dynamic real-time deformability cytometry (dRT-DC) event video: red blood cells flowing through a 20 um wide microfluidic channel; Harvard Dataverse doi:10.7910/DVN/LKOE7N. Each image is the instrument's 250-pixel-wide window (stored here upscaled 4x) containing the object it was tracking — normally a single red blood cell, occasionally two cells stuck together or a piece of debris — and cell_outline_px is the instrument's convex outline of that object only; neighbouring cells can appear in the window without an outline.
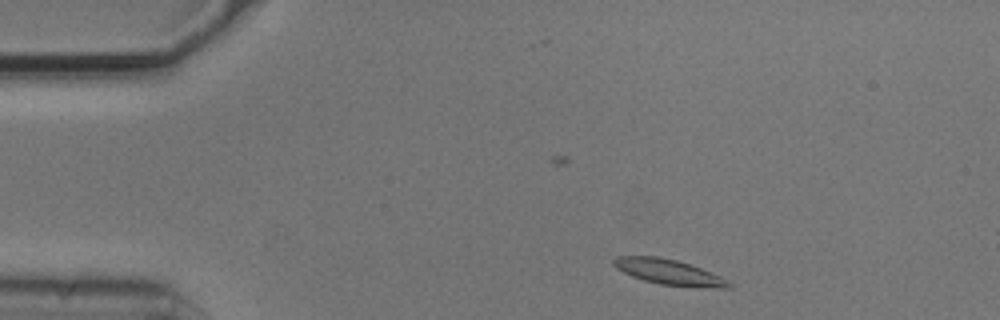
{"species": "common noctule bat (a hibernating species)", "species_latin": "Nyctalus noctula", "temperature_condition": "cold", "stored_images_in_passage": 2, "camera_frame_rate_fps": 3000, "um_per_image_px": 0.085, "animal": {"sex": "male", "body_mass_g": 20.5, "forearm_length_mm": 52.5}, "frame": {"image": 1, "passage_image": 1, "time_ms": 0.0, "image_size_px": [1000, 320], "cell_outline_px": [[736, 284], [732, 288], [696, 288], [660, 284], [644, 280], [632, 276], [616, 268], [612, 264], [612, 260], [616, 256], [656, 256], [676, 260], [712, 272]], "centroid_in_image_um": [56.92, 23.15], "position_along_channel_um": 28.1, "area_um2": 17.28}}